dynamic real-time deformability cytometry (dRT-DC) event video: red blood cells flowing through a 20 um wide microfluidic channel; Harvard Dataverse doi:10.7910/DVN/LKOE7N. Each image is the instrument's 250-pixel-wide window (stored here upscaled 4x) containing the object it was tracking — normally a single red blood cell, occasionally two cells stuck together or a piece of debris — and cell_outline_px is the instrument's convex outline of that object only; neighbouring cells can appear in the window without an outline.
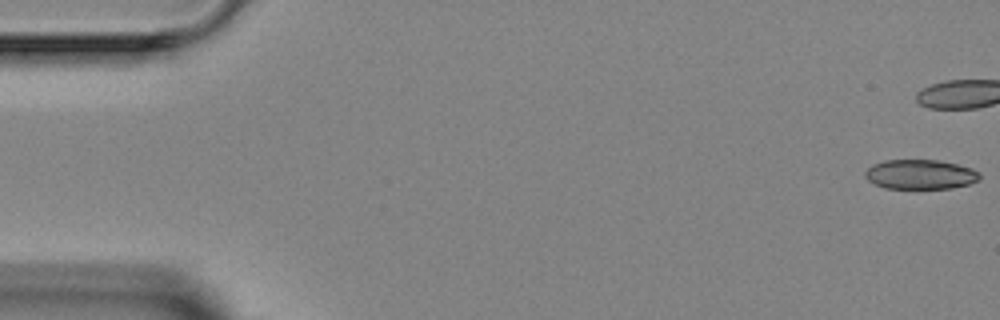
{"species": "Egyptian fruit bat (a non-hibernating species)", "species_latin": "Rousettus aegyptiacus", "temperature_condition": "room temperature", "stored_images_in_passage": 6, "camera_frame_rate_fps": 3000, "um_per_image_px": 0.085, "animal": {"sex": "female"}, "frame": {"image": 1, "passage_image": 1, "time_ms": 0.0, "image_size_px": [1000, 320], "cell_outline_px": [[980, 180], [968, 184], [952, 188], [884, 188], [868, 180], [864, 176], [864, 172], [872, 164], [884, 160], [940, 160], [972, 168], [980, 172]], "centroid_in_image_um": [78.23, 14.82], "position_along_channel_um": 6.8, "area_um2": 19.83}}
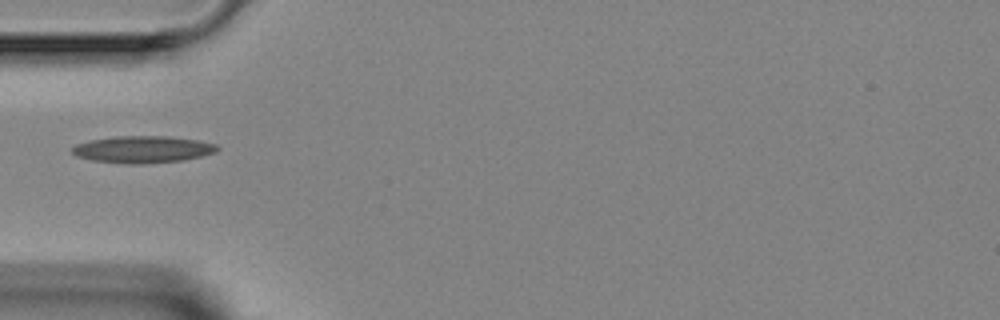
{"frame": {"image": 2, "passage_image": 5, "time_ms": 5.667, "image_size_px": [1000, 320], "cell_outline_px": [[220, 148], [216, 152], [184, 160], [132, 164], [92, 160], [76, 156], [72, 152], [72, 148], [76, 144], [88, 140], [116, 136], [168, 136], [196, 140], [216, 144]], "centroid_in_image_um": [12.12, 12.69], "position_along_channel_um": 72.9, "area_um2": 22.6}}
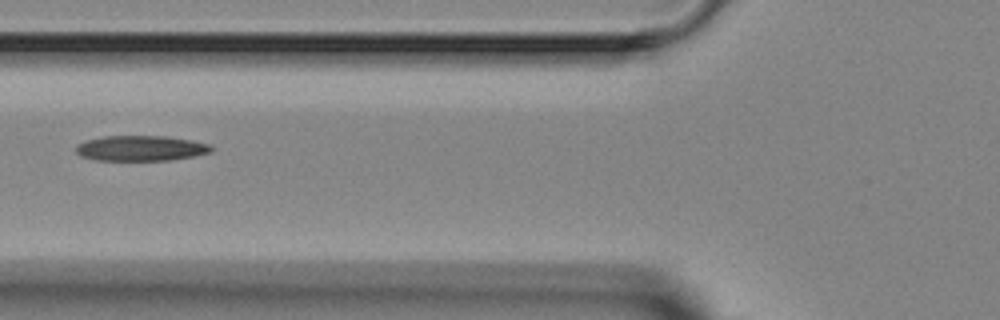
{"frame": {"image": 3, "passage_image": 6, "time_ms": 6.667, "image_size_px": [1000, 320], "cell_outline_px": [[212, 152], [172, 160], [96, 160], [80, 156], [76, 152], [76, 144], [88, 140], [104, 136], [164, 136], [188, 140], [208, 144], [212, 148]], "centroid_in_image_um": [11.93, 12.6], "position_along_channel_um": 113.9, "area_um2": 19.77}}